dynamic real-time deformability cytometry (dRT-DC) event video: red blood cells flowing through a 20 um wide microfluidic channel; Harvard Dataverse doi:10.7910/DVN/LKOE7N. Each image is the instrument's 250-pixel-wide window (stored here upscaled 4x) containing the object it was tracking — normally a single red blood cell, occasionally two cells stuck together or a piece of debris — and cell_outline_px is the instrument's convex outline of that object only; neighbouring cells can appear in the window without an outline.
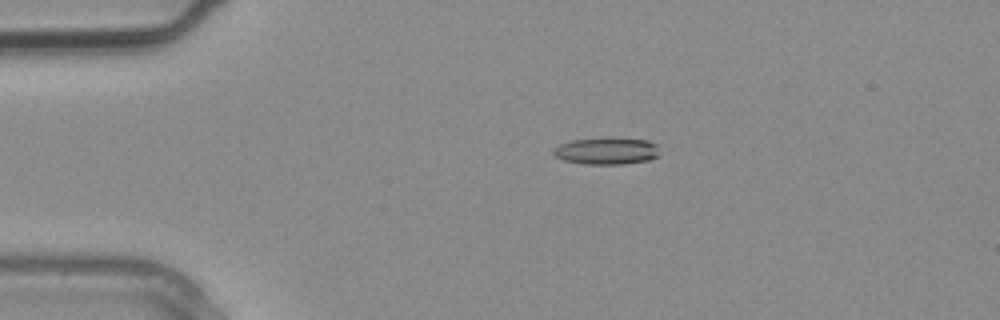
{"species": "common noctule bat (a hibernating species)", "species_latin": "Nyctalus noctula", "temperature_condition": "warm", "stored_images_in_passage": 3, "camera_frame_rate_fps": 3000, "um_per_image_px": 0.085, "animal": {"sex": "male", "body_mass_g": 20.4}, "frame": {"image": 1, "passage_image": 2, "time_ms": 0.333, "image_size_px": [1000, 320], "cell_outline_px": [[660, 156], [648, 160], [624, 164], [584, 164], [564, 160], [556, 156], [552, 152], [552, 148], [560, 144], [572, 140], [604, 136], [608, 136], [648, 140], [656, 144]], "centroid_in_image_um": [51.57, 12.8], "position_along_channel_um": 33.4, "area_um2": 17.17}}